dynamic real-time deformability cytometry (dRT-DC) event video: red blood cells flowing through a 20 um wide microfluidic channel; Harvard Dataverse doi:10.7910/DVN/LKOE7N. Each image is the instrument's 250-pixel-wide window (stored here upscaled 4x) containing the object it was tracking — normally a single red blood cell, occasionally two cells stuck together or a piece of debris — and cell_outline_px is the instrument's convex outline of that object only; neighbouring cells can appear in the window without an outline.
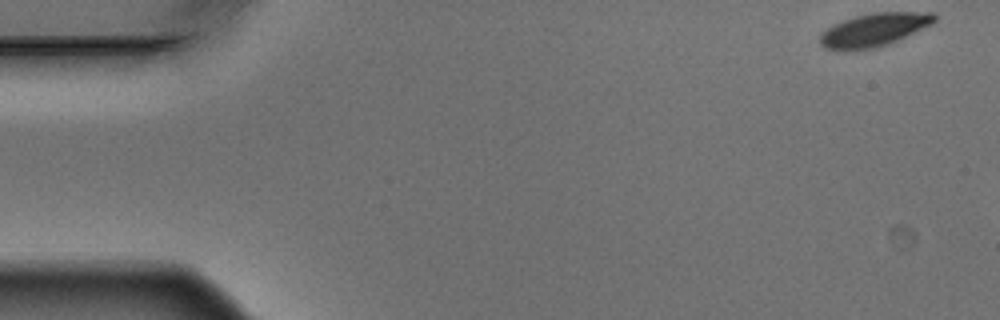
{"species": "Egyptian fruit bat (a non-hibernating species)", "species_latin": "Rousettus aegyptiacus", "temperature_condition": "warm", "stored_images_in_passage": 3, "camera_frame_rate_fps": 3000, "um_per_image_px": 0.085, "animal": {"sex": "male"}, "frame": {"image": 1, "passage_image": 1, "time_ms": 0.0, "image_size_px": [1000, 320], "cell_outline_px": [[936, 20], [932, 24], [888, 44], [876, 48], [852, 52], [824, 48], [820, 44], [820, 32], [832, 24], [856, 16], [872, 12], [936, 12]], "centroid_in_image_um": [74.25, 2.55], "position_along_channel_um": 10.7, "area_um2": 22.48}}